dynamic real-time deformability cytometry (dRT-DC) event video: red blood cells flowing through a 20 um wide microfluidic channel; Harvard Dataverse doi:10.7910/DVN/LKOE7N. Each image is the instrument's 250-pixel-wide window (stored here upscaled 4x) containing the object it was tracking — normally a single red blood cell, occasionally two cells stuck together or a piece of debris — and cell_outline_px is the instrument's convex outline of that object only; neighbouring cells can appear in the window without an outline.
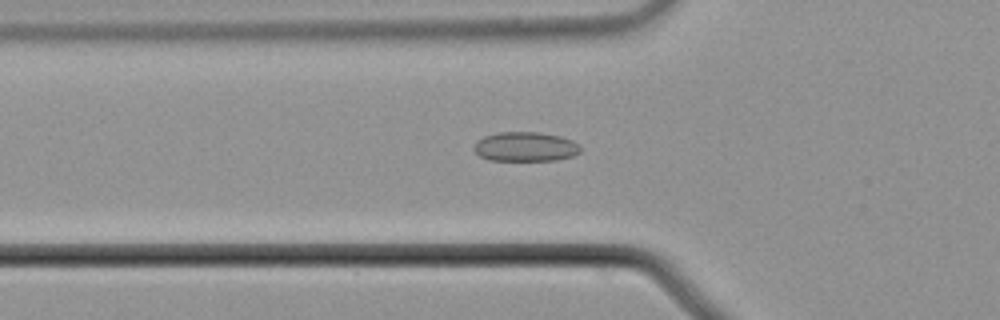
{"species": "common noctule bat (a hibernating species)", "species_latin": "Nyctalus noctula", "temperature_condition": "cold", "stored_images_in_passage": 56, "camera_frame_rate_fps": 3000, "um_per_image_px": 0.085, "animal": {"sex": "male", "body_mass_g": 21.5, "forearm_length_mm": 52.0}, "frame": {"image": 1, "passage_image": 20, "time_ms": 6.333, "image_size_px": [1000, 320], "cell_outline_px": [[580, 152], [572, 156], [556, 160], [488, 160], [480, 156], [472, 148], [484, 136], [496, 132], [540, 132], [560, 136], [572, 140], [580, 144]], "centroid_in_image_um": [44.68, 12.46], "position_along_channel_um": 81.1, "area_um2": 18.26}}
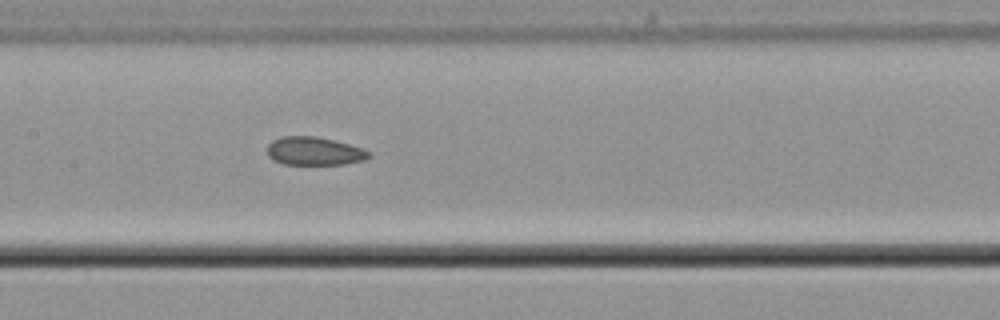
{"frame": {"image": 2, "passage_image": 28, "time_ms": 9.0, "image_size_px": [1000, 320], "cell_outline_px": [[372, 156], [364, 160], [344, 164], [284, 164], [268, 156], [268, 144], [272, 140], [280, 136], [316, 136], [348, 144], [360, 148], [368, 152]], "centroid_in_image_um": [26.69, 12.84], "position_along_channel_um": 180.7, "area_um2": 16.53}}
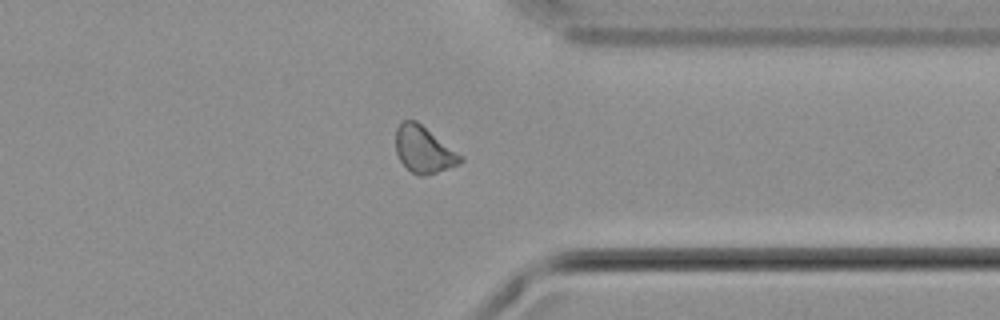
{"frame": {"image": 3, "passage_image": 44, "time_ms": 14.333, "image_size_px": [1000, 320], "cell_outline_px": [[464, 160], [456, 164], [436, 172], [424, 176], [420, 176], [412, 172], [400, 160], [396, 152], [396, 128], [404, 120], [416, 120], [464, 156]], "centroid_in_image_um": [36.02, 12.7], "position_along_channel_um": 375.4, "area_um2": 17.34}, "authors_computed_cell_mechanics": {"area_um2": 17.8891, "velocity_mm_per_s": 3.7216, "shape_relaxation_time_tau1_ms": null, "shape_relaxation_time_tau2_ms": 1.646, "deformation_change_tau1": null, "deformation_change_tau2": 0.0541}}